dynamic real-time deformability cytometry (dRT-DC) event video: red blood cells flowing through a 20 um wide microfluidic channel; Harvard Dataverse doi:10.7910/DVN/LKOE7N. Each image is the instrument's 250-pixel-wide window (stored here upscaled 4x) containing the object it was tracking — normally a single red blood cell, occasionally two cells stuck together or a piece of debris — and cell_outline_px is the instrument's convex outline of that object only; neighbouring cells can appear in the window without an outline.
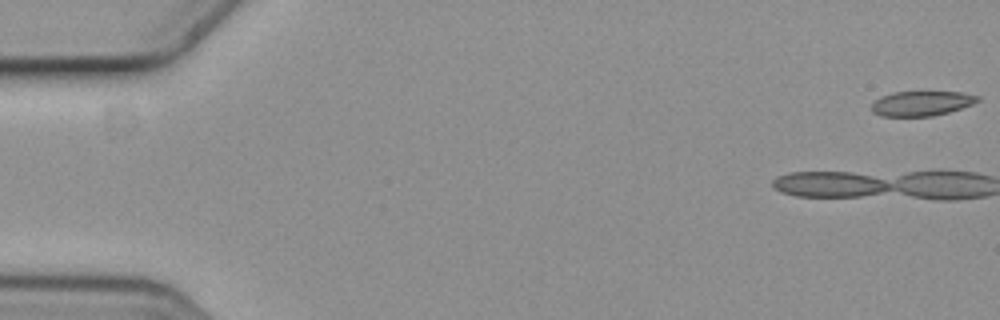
{"species": "common noctule bat (a hibernating species)", "species_latin": "Nyctalus noctula", "temperature_condition": "cold", "stored_images_in_passage": 6, "camera_frame_rate_fps": 3000, "um_per_image_px": 0.085, "animal": {"sex": "female", "body_mass_g": 19.3, "forearm_length_mm": 54.1}, "frame": {"image": 1, "passage_image": 1, "time_ms": 0.0, "image_size_px": [1000, 320], "cell_outline_px": [[980, 100], [972, 104], [948, 112], [932, 116], [880, 116], [872, 112], [872, 104], [880, 96], [892, 92], [960, 92], [980, 96]], "centroid_in_image_um": [78.31, 8.79], "position_along_channel_um": 6.7, "area_um2": 15.26}}